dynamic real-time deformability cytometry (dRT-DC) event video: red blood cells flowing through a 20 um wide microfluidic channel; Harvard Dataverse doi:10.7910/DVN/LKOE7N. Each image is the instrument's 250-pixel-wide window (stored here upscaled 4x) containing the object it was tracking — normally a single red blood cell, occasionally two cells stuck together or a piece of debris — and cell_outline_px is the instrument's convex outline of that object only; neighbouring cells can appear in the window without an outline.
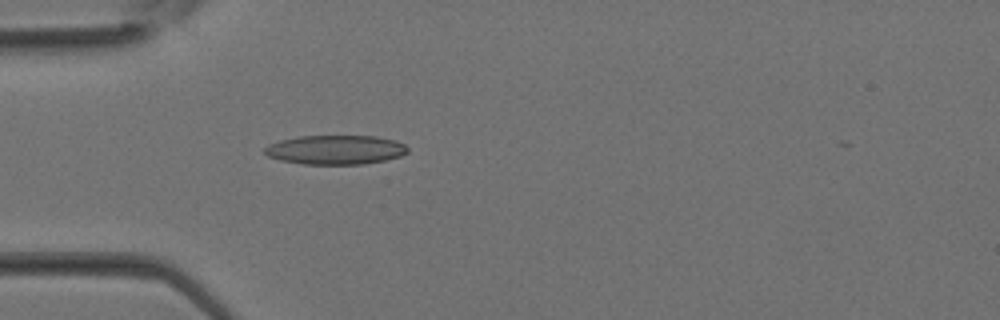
{"species": "Egyptian fruit bat (a non-hibernating species)", "species_latin": "Rousettus aegyptiacus", "temperature_condition": "room temperature", "stored_images_in_passage": 35, "camera_frame_rate_fps": 3000, "um_per_image_px": 0.085, "animal": {"sex": "female"}, "frame": {"image": 1, "passage_image": 10, "time_ms": 3.0, "image_size_px": [1000, 320], "cell_outline_px": [[408, 152], [400, 156], [384, 160], [364, 164], [304, 164], [280, 160], [268, 156], [264, 152], [264, 148], [268, 144], [280, 140], [296, 136], [376, 136], [396, 140], [404, 144], [408, 148]], "centroid_in_image_um": [28.51, 12.72], "position_along_channel_um": 56.5, "area_um2": 24.45}}
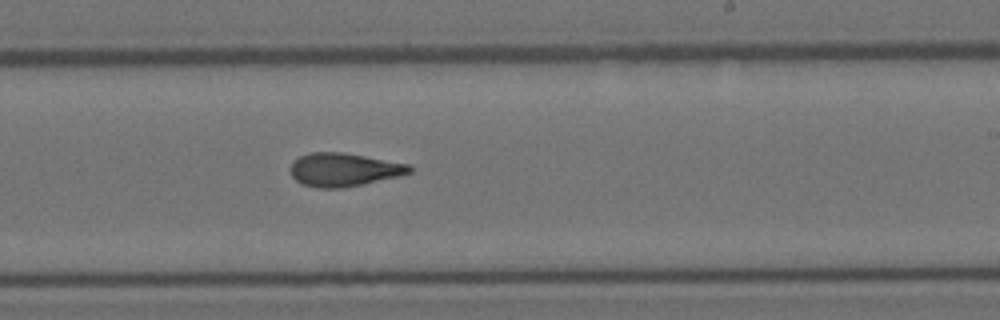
{"frame": {"image": 2, "passage_image": 21, "time_ms": 6.667, "image_size_px": [1000, 320], "cell_outline_px": [[412, 172], [400, 176], [340, 188], [316, 188], [300, 184], [292, 176], [292, 160], [300, 156], [312, 152], [340, 152], [364, 156], [408, 164], [412, 168]], "centroid_in_image_um": [29.2, 14.42], "position_along_channel_um": 259.8, "area_um2": 22.89}}
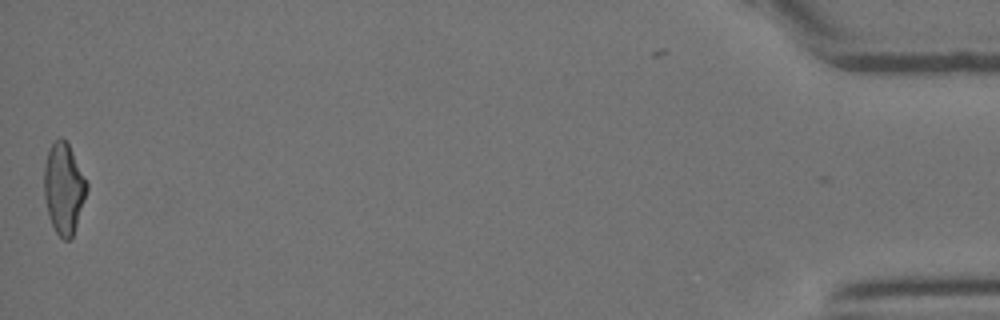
{"frame": {"image": 3, "passage_image": 35, "time_ms": 11.333, "image_size_px": [1000, 320], "cell_outline_px": [[88, 188], [72, 236], [68, 240], [64, 240], [56, 232], [48, 216], [44, 196], [44, 164], [48, 152], [52, 144], [60, 136], [68, 144], [88, 184]], "centroid_in_image_um": [5.4, 16.01], "position_along_channel_um": 429.8, "area_um2": 22.14}}